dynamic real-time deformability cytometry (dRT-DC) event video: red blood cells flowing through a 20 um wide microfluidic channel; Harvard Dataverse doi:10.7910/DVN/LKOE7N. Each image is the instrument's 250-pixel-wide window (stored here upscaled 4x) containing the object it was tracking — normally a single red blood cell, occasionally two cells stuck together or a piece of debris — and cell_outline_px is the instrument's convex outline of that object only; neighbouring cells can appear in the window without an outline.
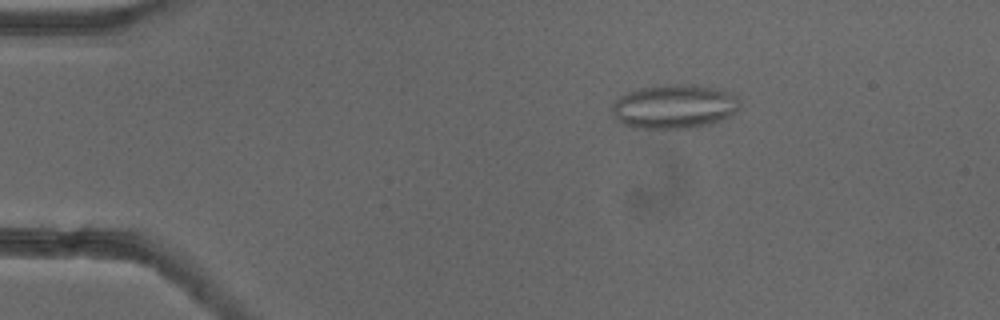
{"species": "common noctule bat (a hibernating species)", "species_latin": "Nyctalus noctula", "temperature_condition": "cold", "stored_images_in_passage": 38, "camera_frame_rate_fps": 3000, "um_per_image_px": 0.085, "animal": {"sex": "female"}, "frame": {"image": 1, "passage_image": 9, "time_ms": 2.667, "image_size_px": [1000, 320], "cell_outline_px": [[740, 108], [732, 116], [712, 124], [696, 128], [632, 128], [620, 124], [616, 120], [612, 112], [612, 104], [620, 96], [628, 92], [640, 88], [656, 84], [696, 84], [720, 88], [736, 92], [740, 100]], "centroid_in_image_um": [57.38, 9.04], "position_along_channel_um": 27.6, "area_um2": 34.04}}
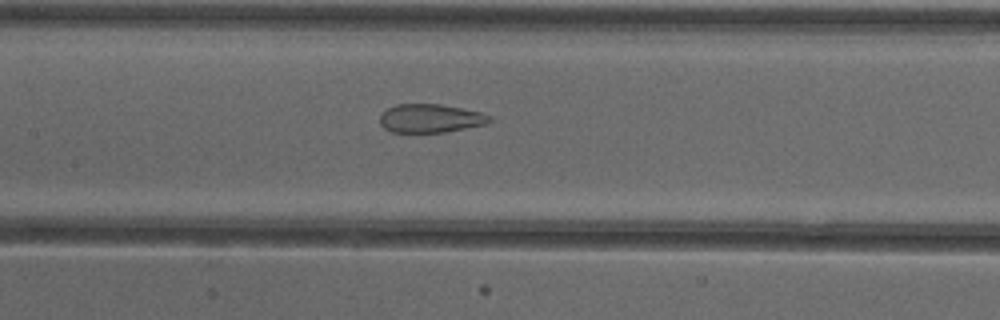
{"frame": {"image": 2, "passage_image": 25, "time_ms": 8.0, "image_size_px": [1000, 320], "cell_outline_px": [[492, 120], [488, 124], [444, 132], [392, 132], [384, 128], [380, 124], [380, 112], [396, 104], [440, 104], [480, 112], [492, 116]], "centroid_in_image_um": [36.58, 10.06], "position_along_channel_um": 170.8, "area_um2": 18.32}}
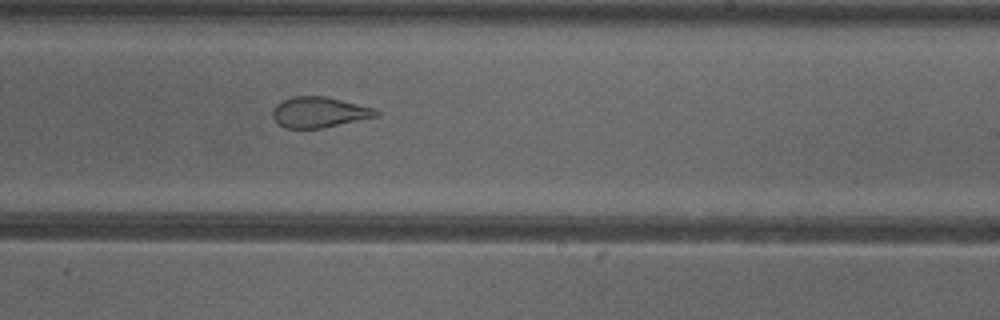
{"frame": {"image": 3, "passage_image": 32, "time_ms": 10.333, "image_size_px": [1000, 320], "cell_outline_px": [[380, 116], [320, 128], [284, 128], [272, 116], [272, 108], [276, 104], [292, 96], [328, 96], [376, 108], [380, 112]], "centroid_in_image_um": [27.17, 9.52], "position_along_channel_um": 261.8, "area_um2": 18.61}}